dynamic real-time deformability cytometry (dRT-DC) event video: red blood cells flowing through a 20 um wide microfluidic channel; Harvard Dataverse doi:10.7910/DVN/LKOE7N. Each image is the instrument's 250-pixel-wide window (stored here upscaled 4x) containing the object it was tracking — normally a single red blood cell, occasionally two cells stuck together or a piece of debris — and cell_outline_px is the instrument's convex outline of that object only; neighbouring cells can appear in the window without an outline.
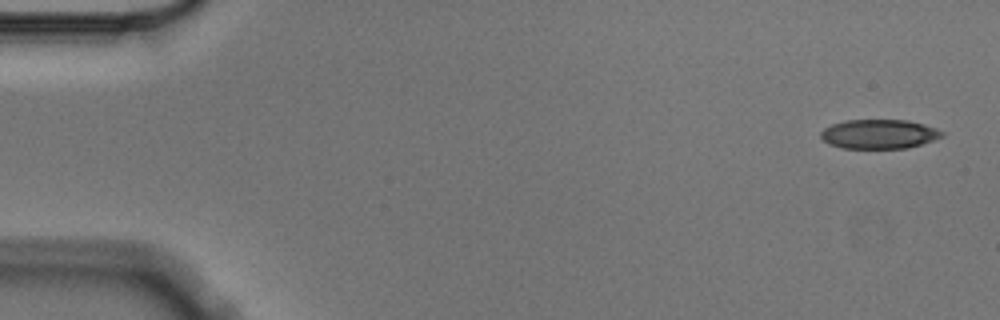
{"species": "Egyptian fruit bat (a non-hibernating species)", "species_latin": "Rousettus aegyptiacus", "temperature_condition": "cold", "stored_images_in_passage": 5, "camera_frame_rate_fps": 3000, "um_per_image_px": 0.085, "animal": {"sex": "male"}, "frame": {"image": 1, "passage_image": 1, "time_ms": 0.0, "image_size_px": [1000, 320], "cell_outline_px": [[944, 136], [936, 140], [908, 148], [840, 148], [828, 144], [820, 136], [820, 132], [824, 128], [832, 124], [848, 120], [908, 120], [924, 124], [936, 128], [944, 132]], "centroid_in_image_um": [74.75, 11.4], "position_along_channel_um": 10.3, "area_um2": 20.87}}
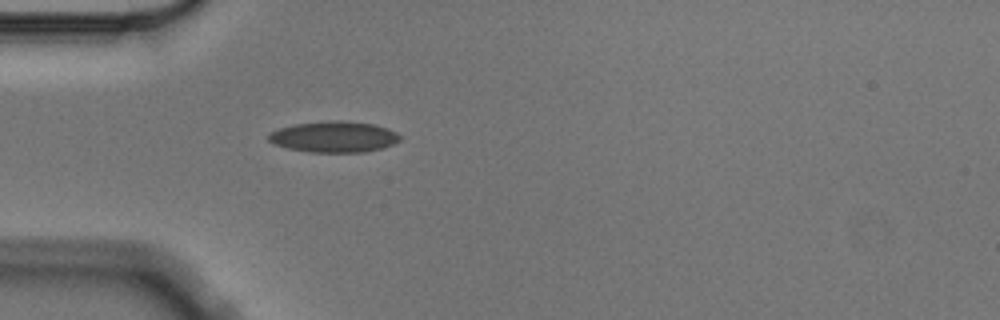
{"frame": {"image": 2, "passage_image": 5, "time_ms": 1.333, "image_size_px": [1000, 320], "cell_outline_px": [[400, 140], [384, 148], [364, 152], [312, 152], [288, 148], [276, 144], [268, 140], [268, 136], [272, 132], [280, 128], [296, 124], [328, 120], [340, 120], [372, 124], [388, 128], [396, 132], [400, 136]], "centroid_in_image_um": [28.42, 11.63], "position_along_channel_um": 56.6, "area_um2": 23.58}}